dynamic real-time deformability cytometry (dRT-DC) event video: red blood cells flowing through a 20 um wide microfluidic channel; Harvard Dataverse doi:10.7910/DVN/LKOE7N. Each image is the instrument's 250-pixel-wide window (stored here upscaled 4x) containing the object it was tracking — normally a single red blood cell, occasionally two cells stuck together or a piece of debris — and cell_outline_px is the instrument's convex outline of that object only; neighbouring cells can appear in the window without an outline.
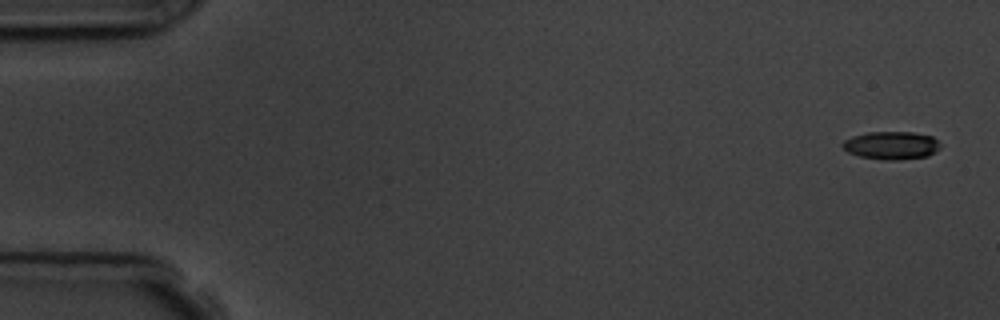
{"species": "common noctule bat (a hibernating species)", "species_latin": "Nyctalus noctula", "temperature_condition": "room temperature", "stored_images_in_passage": 6, "camera_frame_rate_fps": 3000, "um_per_image_px": 0.085, "animal": {"sex": "male", "body_mass_g": 19.5, "forearm_length_mm": 54.6}, "frame": {"image": 1, "passage_image": 1, "time_ms": 0.0, "image_size_px": [1000, 320], "cell_outline_px": [[940, 148], [936, 152], [928, 156], [900, 160], [884, 160], [860, 156], [848, 152], [840, 144], [844, 140], [852, 136], [868, 132], [912, 132], [932, 136], [940, 144]], "centroid_in_image_um": [75.77, 12.36], "position_along_channel_um": 9.2, "area_um2": 16.01}}
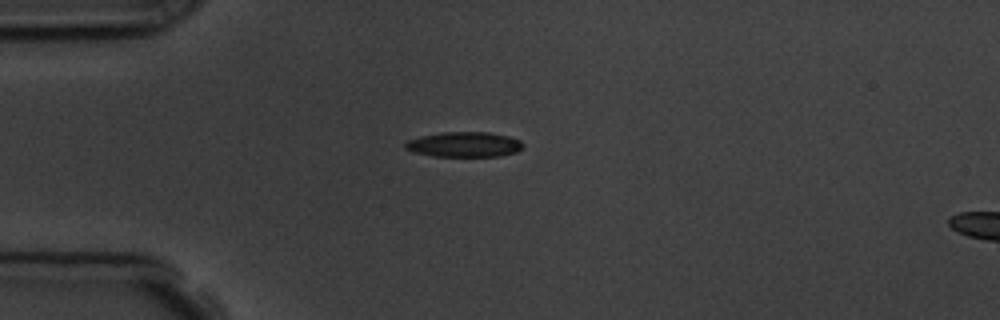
{"frame": {"image": 2, "passage_image": 5, "time_ms": 4.333, "image_size_px": [1000, 320], "cell_outline_px": [[524, 144], [516, 152], [500, 156], [432, 156], [412, 152], [404, 148], [404, 144], [408, 140], [420, 136], [444, 132], [488, 132], [508, 136], [520, 140]], "centroid_in_image_um": [39.43, 12.28], "position_along_channel_um": 45.6, "area_um2": 17.22}}